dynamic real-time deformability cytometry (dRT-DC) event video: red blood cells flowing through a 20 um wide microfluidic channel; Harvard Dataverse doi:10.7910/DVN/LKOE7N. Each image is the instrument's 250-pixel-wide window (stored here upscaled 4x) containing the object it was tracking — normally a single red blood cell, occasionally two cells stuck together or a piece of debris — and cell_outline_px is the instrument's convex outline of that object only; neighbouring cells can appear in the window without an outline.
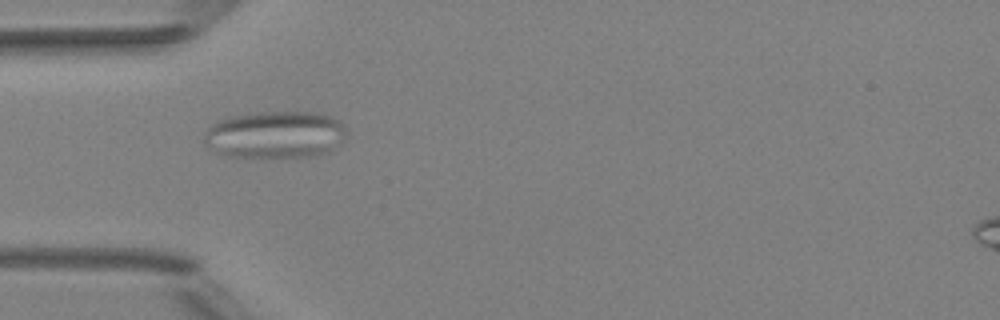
{"species": "Egyptian fruit bat (a non-hibernating species)", "species_latin": "Rousettus aegyptiacus", "temperature_condition": "room temperature", "stored_images_in_passage": 3, "camera_frame_rate_fps": 3000, "um_per_image_px": 0.085, "animal": {"sex": "female"}, "frame": {"image": 1, "passage_image": 2, "time_ms": 1.333, "image_size_px": [1000, 320], "cell_outline_px": [[348, 132], [344, 144], [332, 152], [316, 156], [232, 156], [216, 152], [204, 140], [204, 132], [212, 124], [228, 116], [252, 112], [316, 112], [332, 116], [340, 120], [348, 128]], "centroid_in_image_um": [23.52, 11.42], "position_along_channel_um": 61.5, "area_um2": 39.77}}
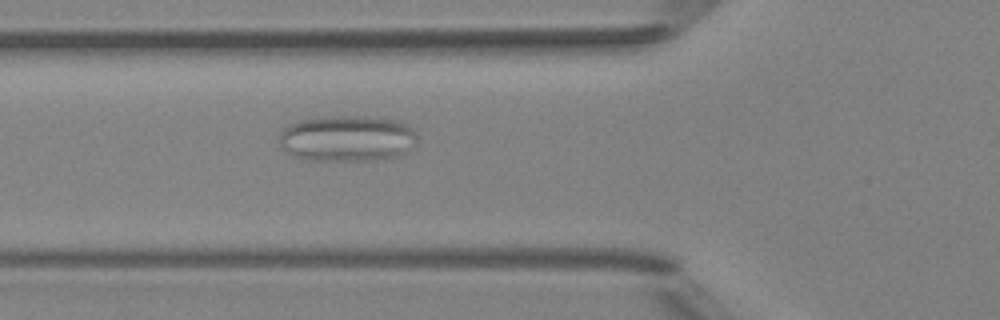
{"frame": {"image": 2, "passage_image": 3, "time_ms": 2.333, "image_size_px": [1000, 320], "cell_outline_px": [[416, 136], [404, 152], [400, 156], [368, 160], [308, 160], [292, 156], [284, 152], [280, 148], [280, 132], [288, 124], [300, 120], [320, 116], [364, 116], [392, 120], [408, 124], [416, 132]], "centroid_in_image_um": [29.41, 11.76], "position_along_channel_um": 96.4, "area_um2": 37.05}}